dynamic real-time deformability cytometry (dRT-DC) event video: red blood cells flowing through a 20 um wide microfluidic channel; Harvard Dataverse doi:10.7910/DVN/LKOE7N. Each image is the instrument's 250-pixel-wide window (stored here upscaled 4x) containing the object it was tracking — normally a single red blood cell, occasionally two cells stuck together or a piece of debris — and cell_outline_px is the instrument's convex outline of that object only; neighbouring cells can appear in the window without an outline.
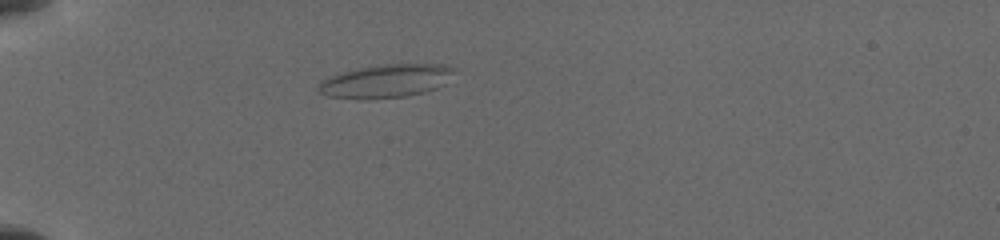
{"species": "common noctule bat (a hibernating species)", "species_latin": "Nyctalus noctula", "temperature_condition": "cold", "stored_images_in_passage": 6, "camera_frame_rate_fps": 3000, "um_per_image_px": 0.085, "animal": {"sex": "female", "body_mass_g": 19.5, "forearm_length_mm": 54.1}, "frame": {"image": 1, "passage_image": 1, "time_ms": 0.0, "image_size_px": [1000, 240], "cell_outline_px": [[456, 68], [436, 88], [424, 92], [404, 96], [328, 96], [316, 92], [316, 88], [324, 80], [336, 72], [356, 68], [384, 64], [444, 64]], "centroid_in_image_um": [32.76, 6.82], "position_along_channel_um": 52.2, "area_um2": 25.14}}
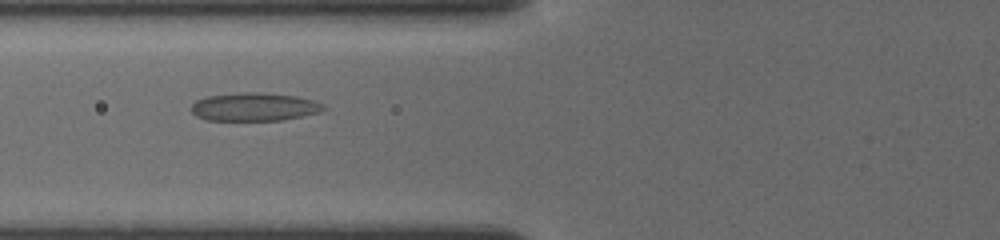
{"frame": {"image": 2, "passage_image": 5, "time_ms": 2.0, "image_size_px": [1000, 240], "cell_outline_px": [[328, 108], [324, 112], [284, 120], [204, 120], [196, 116], [188, 108], [196, 100], [208, 96], [236, 92], [260, 92], [296, 96], [312, 100], [324, 104]], "centroid_in_image_um": [21.64, 9.08], "position_along_channel_um": 104.2, "area_um2": 22.2}}